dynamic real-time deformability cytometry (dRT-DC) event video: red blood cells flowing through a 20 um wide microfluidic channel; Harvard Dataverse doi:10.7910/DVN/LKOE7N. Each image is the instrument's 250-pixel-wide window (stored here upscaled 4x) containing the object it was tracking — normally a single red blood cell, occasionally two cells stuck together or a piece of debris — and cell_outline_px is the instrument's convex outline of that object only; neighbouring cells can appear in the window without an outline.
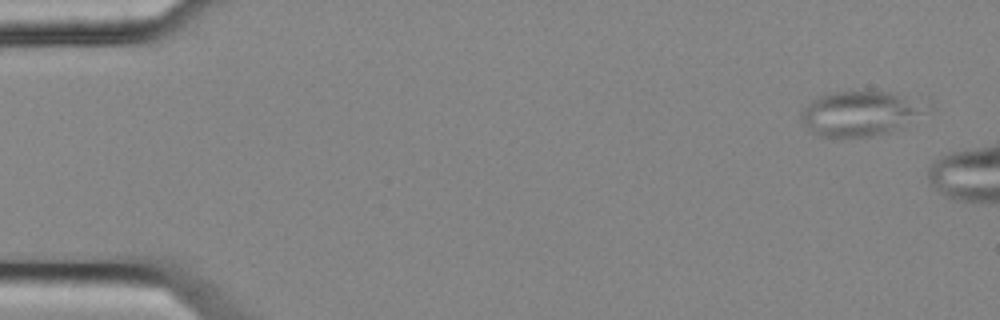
{"species": "common noctule bat (a hibernating species)", "species_latin": "Nyctalus noctula", "temperature_condition": "cold", "stored_images_in_passage": 5, "camera_frame_rate_fps": 3000, "um_per_image_px": 0.085, "animal": {"sex": "female", "body_mass_g": 25.1}, "frame": {"image": 1, "passage_image": 1, "time_ms": 0.0, "image_size_px": [1000, 320], "cell_outline_px": [[916, 112], [888, 132], [872, 136], [840, 140], [816, 136], [800, 120], [800, 116], [804, 108], [812, 100], [828, 92], [888, 92], [900, 96]], "centroid_in_image_um": [72.66, 9.72], "position_along_channel_um": 12.3, "area_um2": 30.4}}